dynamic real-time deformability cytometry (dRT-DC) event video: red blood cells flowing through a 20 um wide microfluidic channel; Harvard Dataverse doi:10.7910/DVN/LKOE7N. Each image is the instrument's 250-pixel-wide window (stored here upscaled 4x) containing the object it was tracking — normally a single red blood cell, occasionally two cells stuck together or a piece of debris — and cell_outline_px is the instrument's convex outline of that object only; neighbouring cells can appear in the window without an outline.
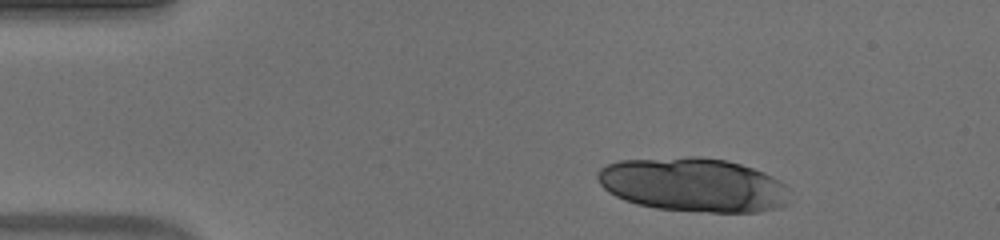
{"species": "human", "species_latin": "Homo sapiens", "temperature_condition": "warm", "stored_images_in_passage": 13, "camera_frame_rate_fps": 3000, "um_per_image_px": 0.085, "donor": {"sex": "male"}, "frame": {"image": 1, "passage_image": 1, "time_ms": 0.0, "image_size_px": [1000, 240], "cell_outline_px": [[788, 204], [780, 208], [760, 212], [708, 212], [656, 208], [636, 204], [624, 200], [608, 192], [600, 184], [596, 176], [596, 172], [600, 168], [608, 164], [620, 160], [688, 156], [700, 156], [728, 160], [764, 172], [780, 180], [788, 188]], "centroid_in_image_um": [58.94, 15.7], "position_along_channel_um": 26.1, "area_um2": 60.98}}